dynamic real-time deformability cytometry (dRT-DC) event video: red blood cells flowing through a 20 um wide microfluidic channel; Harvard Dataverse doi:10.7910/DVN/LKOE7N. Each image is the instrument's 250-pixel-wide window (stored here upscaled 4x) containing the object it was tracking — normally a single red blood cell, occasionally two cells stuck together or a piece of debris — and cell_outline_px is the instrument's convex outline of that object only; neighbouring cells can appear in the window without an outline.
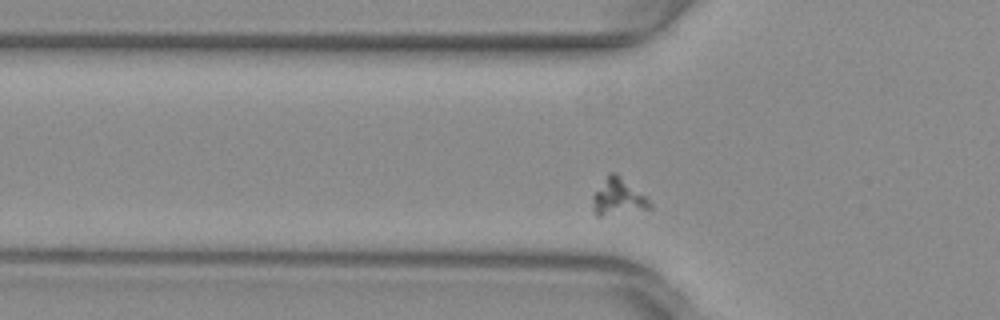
{"species": "common noctule bat (a hibernating species)", "species_latin": "Nyctalus noctula", "temperature_condition": "warm", "stored_images_in_passage": 10, "camera_frame_rate_fps": 3000, "um_per_image_px": 0.085, "animal": {"sex": "female", "body_mass_g": 29.2, "forearm_length_mm": 56.3}, "frame": {"image": 1, "passage_image": 7, "time_ms": 2.0, "image_size_px": [1000, 320], "cell_outline_px": [[652, 208], [600, 216], [596, 216], [592, 208], [592, 196], [608, 172], [616, 172], [648, 196], [652, 204]], "centroid_in_image_um": [52.55, 16.72], "position_along_channel_um": 73.2, "area_um2": 12.48}}